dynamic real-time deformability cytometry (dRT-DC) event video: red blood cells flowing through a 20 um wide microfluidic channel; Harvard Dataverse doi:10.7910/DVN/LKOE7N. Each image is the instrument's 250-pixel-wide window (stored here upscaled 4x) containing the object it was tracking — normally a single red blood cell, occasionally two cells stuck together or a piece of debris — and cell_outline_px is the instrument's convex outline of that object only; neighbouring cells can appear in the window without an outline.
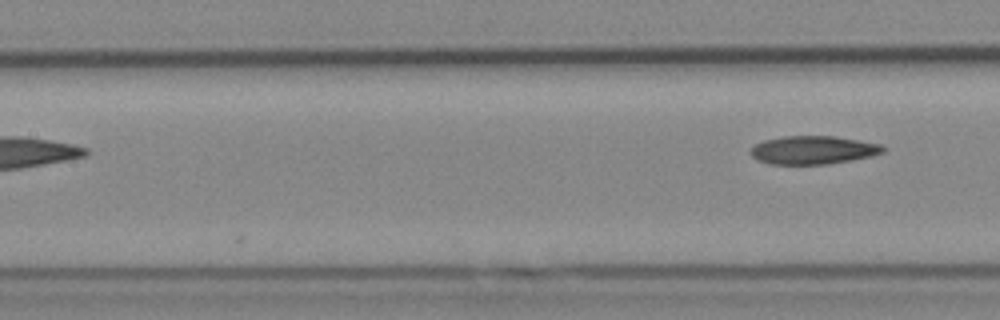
{"species": "Egyptian fruit bat (a non-hibernating species)", "species_latin": "Rousettus aegyptiacus", "temperature_condition": "cold", "stored_images_in_passage": 5, "camera_frame_rate_fps": 3000, "um_per_image_px": 0.085, "animal": {"sex": "female"}, "frame": {"image": 1, "passage_image": 5, "time_ms": 4.667, "image_size_px": [1000, 320], "cell_outline_px": [[888, 148], [884, 152], [872, 156], [852, 160], [828, 164], [768, 164], [756, 160], [748, 152], [756, 144], [764, 140], [784, 136], [836, 136], [880, 144]], "centroid_in_image_um": [69.12, 12.76], "position_along_channel_um": 138.3, "area_um2": 22.02}}